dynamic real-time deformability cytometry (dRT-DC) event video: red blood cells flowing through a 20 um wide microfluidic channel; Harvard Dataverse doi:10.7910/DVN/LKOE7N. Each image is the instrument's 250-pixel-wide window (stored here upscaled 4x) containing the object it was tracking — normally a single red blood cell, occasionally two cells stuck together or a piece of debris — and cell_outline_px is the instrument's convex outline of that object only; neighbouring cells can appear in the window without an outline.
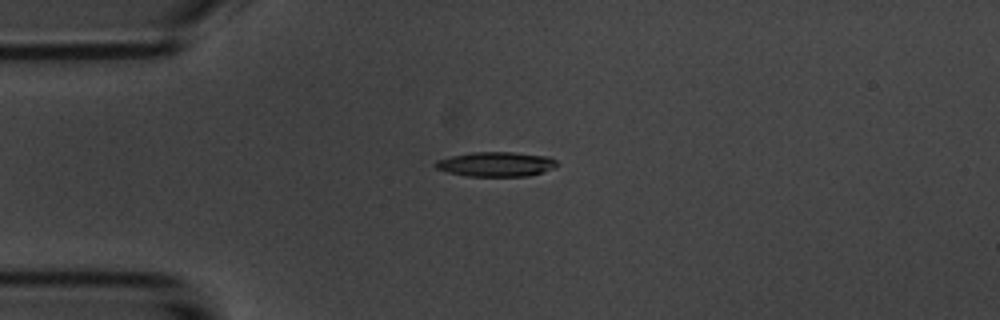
{"species": "common noctule bat (a hibernating species)", "species_latin": "Nyctalus noctula", "temperature_condition": "room temperature", "stored_images_in_passage": 42, "camera_frame_rate_fps": 3000, "um_per_image_px": 0.085, "animal": {"sex": "male", "body_mass_g": 20.1, "forearm_length_mm": 53.5}, "frame": {"image": 1, "passage_image": 1, "time_ms": 0.0, "image_size_px": [1000, 320], "cell_outline_px": [[560, 164], [556, 168], [528, 176], [468, 176], [448, 172], [436, 168], [432, 164], [436, 160], [452, 156], [472, 152], [512, 152], [548, 156], [556, 160]], "centroid_in_image_um": [42.19, 13.95], "position_along_channel_um": 42.8, "area_um2": 17.57}}
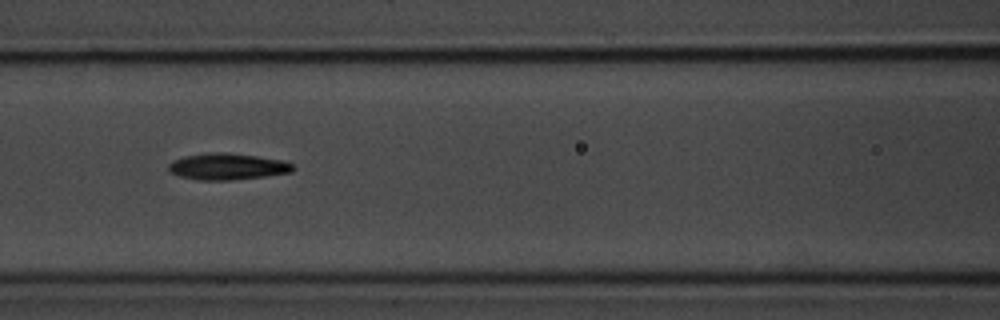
{"frame": {"image": 2, "passage_image": 11, "time_ms": 3.333, "image_size_px": [1000, 320], "cell_outline_px": [[296, 168], [292, 172], [264, 176], [228, 180], [200, 180], [180, 176], [172, 172], [168, 168], [168, 164], [172, 160], [184, 156], [208, 152], [228, 152], [256, 156], [280, 160], [292, 164]], "centroid_in_image_um": [19.31, 14.14], "position_along_channel_um": 147.3, "area_um2": 19.07}}
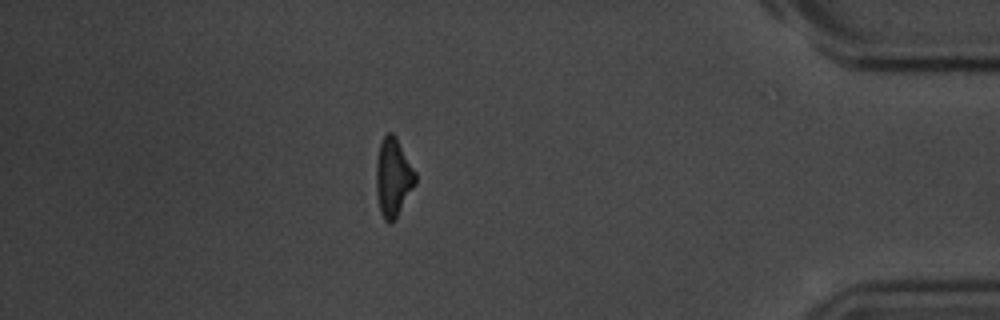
{"frame": {"image": 3, "passage_image": 35, "time_ms": 11.333, "image_size_px": [1000, 320], "cell_outline_px": [[416, 184], [396, 216], [388, 224], [384, 220], [380, 212], [376, 192], [376, 160], [380, 144], [384, 136], [388, 132], [392, 132], [396, 136], [416, 172]], "centroid_in_image_um": [33.41, 15.05], "position_along_channel_um": 401.8, "area_um2": 17.86}, "authors_computed_cell_mechanics": {"area_um2": 18.2359, "velocity_mm_per_s": 3.7049, "shape_relaxation_time_tau1_ms": 3.1436, "shape_relaxation_time_tau2_ms": 10.3842, "deformation_change_tau1": 0.116, "deformation_change_tau2": 0.2406}}